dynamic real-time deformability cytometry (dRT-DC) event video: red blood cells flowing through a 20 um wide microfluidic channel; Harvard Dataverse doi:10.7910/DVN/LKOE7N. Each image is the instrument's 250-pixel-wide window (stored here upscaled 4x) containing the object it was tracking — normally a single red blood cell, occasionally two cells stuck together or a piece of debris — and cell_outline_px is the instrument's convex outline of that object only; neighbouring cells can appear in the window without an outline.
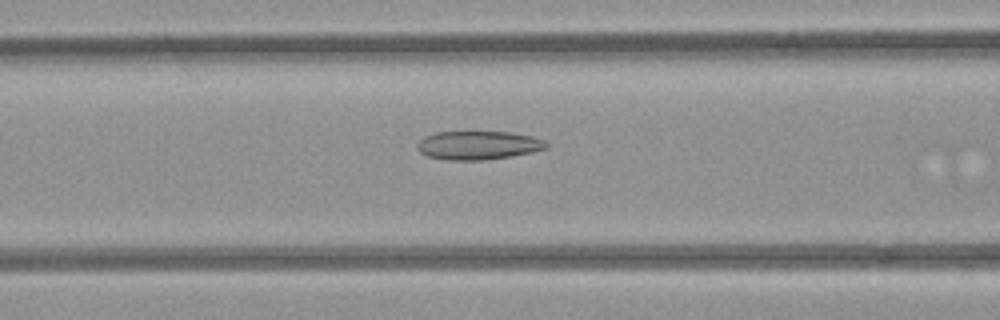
{"species": "common noctule bat (a hibernating species)", "species_latin": "Nyctalus noctula", "temperature_condition": "room temperature", "stored_images_in_passage": 53, "camera_frame_rate_fps": 3000, "um_per_image_px": 0.085, "animal": {"sex": "female", "body_mass_g": 21.9}, "frame": {"image": 1, "passage_image": 22, "time_ms": 7.0, "image_size_px": [1000, 320], "cell_outline_px": [[548, 144], [544, 148], [532, 152], [484, 160], [448, 160], [428, 156], [420, 152], [416, 148], [416, 144], [424, 136], [436, 132], [512, 132], [532, 136], [544, 140]], "centroid_in_image_um": [40.61, 12.34], "position_along_channel_um": 126.0, "area_um2": 21.39}}
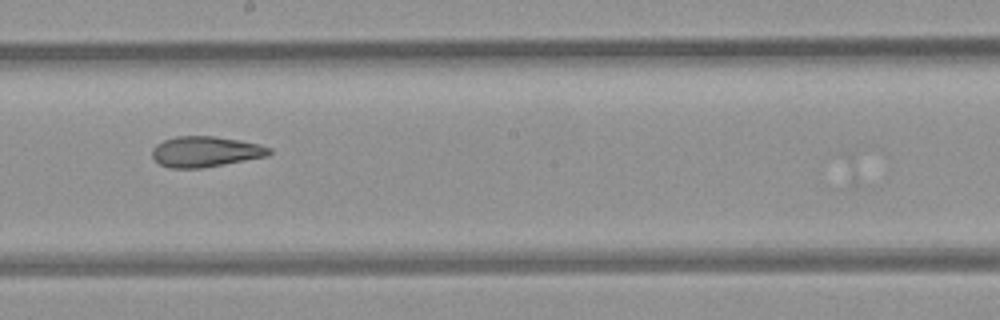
{"frame": {"image": 2, "passage_image": 30, "time_ms": 9.667, "image_size_px": [1000, 320], "cell_outline_px": [[272, 152], [268, 156], [224, 164], [200, 168], [168, 168], [160, 164], [152, 156], [152, 148], [156, 144], [164, 140], [176, 136], [212, 136], [240, 140], [260, 144], [272, 148]], "centroid_in_image_um": [17.47, 12.88], "position_along_channel_um": 230.7, "area_um2": 20.92}}
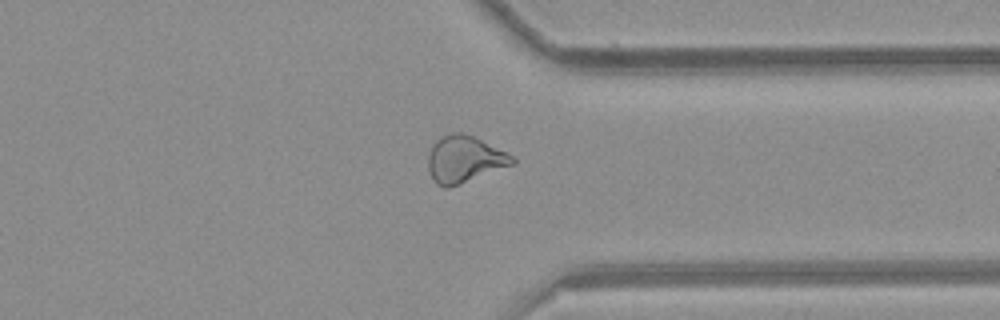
{"frame": {"image": 3, "passage_image": 41, "time_ms": 13.333, "image_size_px": [1000, 320], "cell_outline_px": [[516, 164], [448, 188], [444, 188], [436, 184], [432, 180], [428, 168], [428, 152], [432, 144], [440, 136], [452, 132], [460, 132], [472, 136], [512, 156], [516, 160]], "centroid_in_image_um": [39.42, 13.55], "position_along_channel_um": 372.0, "area_um2": 22.95}, "authors_computed_cell_mechanics": {"area_um2": 23.8136, "velocity_mm_per_s": 3.9247, "shape_relaxation_time_tau1_ms": null, "shape_relaxation_time_tau2_ms": 4.8203, "deformation_change_tau1": null, "deformation_change_tau2": 0.1475}}